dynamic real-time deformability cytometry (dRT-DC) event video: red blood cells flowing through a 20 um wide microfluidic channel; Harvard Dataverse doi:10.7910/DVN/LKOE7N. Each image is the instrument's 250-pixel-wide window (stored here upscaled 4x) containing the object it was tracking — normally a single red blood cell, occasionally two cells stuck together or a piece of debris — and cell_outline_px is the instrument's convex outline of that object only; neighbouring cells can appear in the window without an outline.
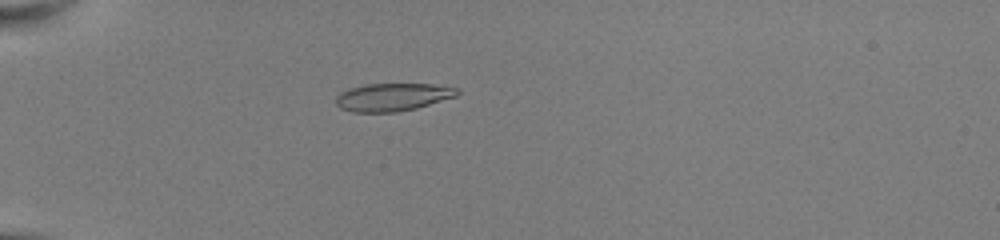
{"species": "common noctule bat (a hibernating species)", "species_latin": "Nyctalus noctula", "temperature_condition": "room temperature", "stored_images_in_passage": 41, "camera_frame_rate_fps": 3000, "um_per_image_px": 0.085, "animal": {"sex": "female", "body_mass_g": 22.0, "forearm_length_mm": 56.7}, "frame": {"image": 1, "passage_image": 6, "time_ms": 1.667, "image_size_px": [1000, 240], "cell_outline_px": [[460, 92], [456, 96], [416, 108], [396, 112], [352, 112], [340, 108], [336, 104], [336, 96], [340, 92], [348, 88], [364, 84], [432, 84], [460, 88]], "centroid_in_image_um": [33.35, 8.24], "position_along_channel_um": 51.6, "area_um2": 19.77}}
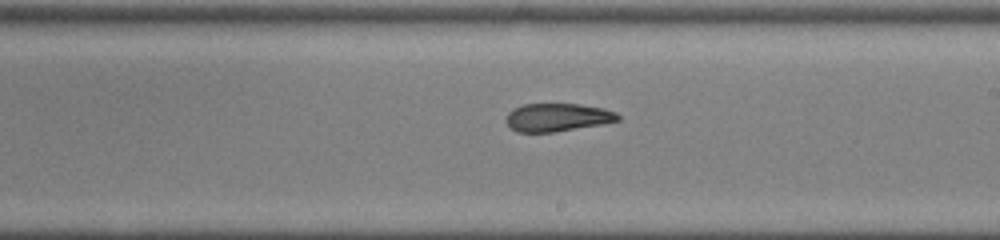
{"frame": {"image": 2, "passage_image": 22, "time_ms": 7.0, "image_size_px": [1000, 240], "cell_outline_px": [[620, 120], [604, 124], [552, 132], [516, 132], [504, 120], [508, 112], [524, 104], [580, 104], [604, 108], [616, 112], [620, 116]], "centroid_in_image_um": [47.4, 9.97], "position_along_channel_um": 241.6, "area_um2": 18.32}}
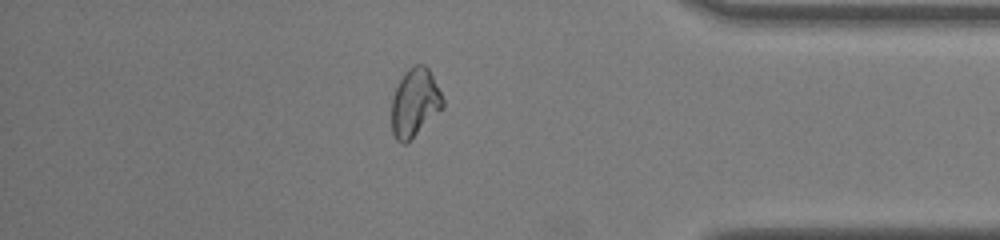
{"frame": {"image": 3, "passage_image": 35, "time_ms": 11.333, "image_size_px": [1000, 240], "cell_outline_px": [[444, 108], [404, 144], [400, 144], [396, 140], [392, 132], [392, 96], [404, 72], [412, 64], [424, 64], [428, 68], [444, 100]], "centroid_in_image_um": [35.25, 8.71], "position_along_channel_um": 400.0, "area_um2": 20.23}, "authors_computed_cell_mechanics": {"area_um2": 19.8832, "velocity_mm_per_s": 4.0663, "shape_relaxation_time_tau1_ms": null, "shape_relaxation_time_tau2_ms": 1.4865, "deformation_change_tau1": null, "deformation_change_tau2": 0.0747}}